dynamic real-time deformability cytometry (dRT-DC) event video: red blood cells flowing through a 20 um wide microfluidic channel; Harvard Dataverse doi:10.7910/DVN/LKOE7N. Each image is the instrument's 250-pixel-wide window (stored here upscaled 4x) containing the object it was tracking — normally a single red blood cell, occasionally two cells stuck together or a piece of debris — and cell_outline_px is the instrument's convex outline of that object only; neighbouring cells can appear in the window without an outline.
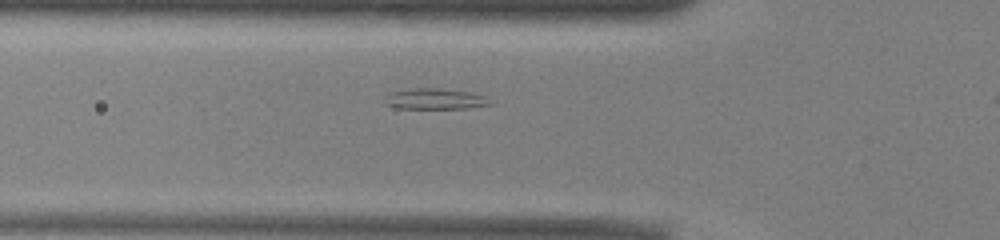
{"species": "common noctule bat (a hibernating species)", "species_latin": "Nyctalus noctula", "temperature_condition": "warm", "stored_images_in_passage": 29, "segment_of_instrument_passage": [1, 2], "camera_frame_rate_fps": 3000, "um_per_image_px": 0.085, "animal": {"sex": "male", "body_mass_g": 13.0, "forearm_length_mm": 53.1}, "frame": {"image": 1, "passage_image": 2, "time_ms": 0.333, "image_size_px": [1000, 240], "cell_outline_px": [[496, 104], [468, 108], [396, 108], [384, 104], [384, 96], [388, 92], [408, 88], [440, 88], [472, 92], [488, 96]], "centroid_in_image_um": [37.0, 8.39], "position_along_channel_um": 88.8, "area_um2": 13.29}}
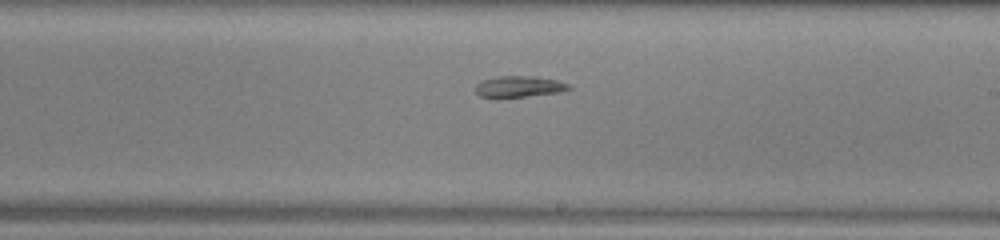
{"frame": {"image": 2, "passage_image": 14, "time_ms": 4.333, "image_size_px": [1000, 240], "cell_outline_px": [[572, 88], [560, 92], [496, 100], [492, 100], [480, 96], [476, 92], [476, 84], [480, 80], [496, 76], [532, 76], [556, 80], [568, 84]], "centroid_in_image_um": [44.02, 7.39], "position_along_channel_um": 245.0, "area_um2": 12.02}}
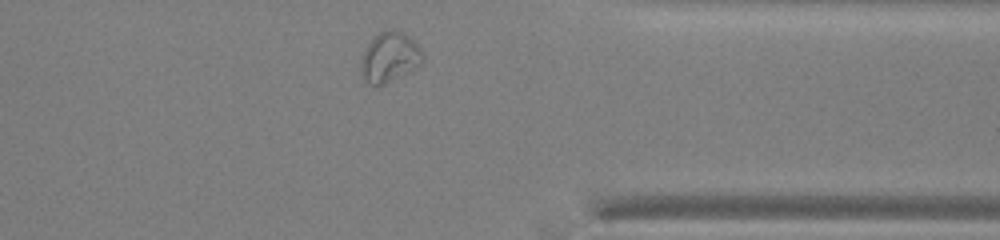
{"frame": {"image": 3, "passage_image": 25, "time_ms": 8.0, "image_size_px": [1000, 240], "cell_outline_px": [[424, 60], [420, 64], [384, 84], [368, 84], [364, 80], [360, 72], [360, 60], [364, 48], [380, 32], [392, 28], [408, 36], [424, 52]], "centroid_in_image_um": [33.08, 4.85], "position_along_channel_um": 378.3, "area_um2": 17.74}}